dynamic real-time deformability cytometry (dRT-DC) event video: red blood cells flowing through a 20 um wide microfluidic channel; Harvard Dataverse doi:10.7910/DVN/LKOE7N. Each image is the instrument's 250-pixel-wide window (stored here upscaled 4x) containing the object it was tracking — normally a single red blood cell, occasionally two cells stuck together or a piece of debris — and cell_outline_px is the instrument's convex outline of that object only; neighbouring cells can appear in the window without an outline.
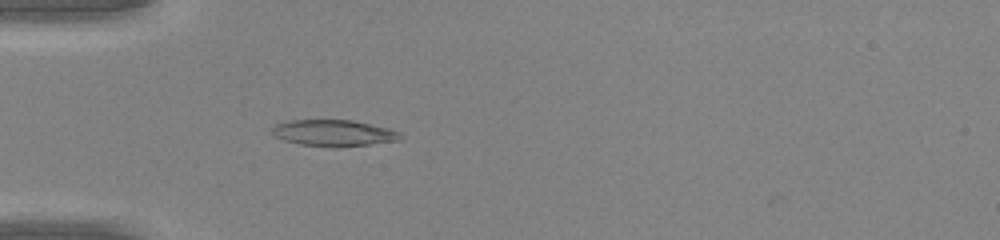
{"species": "common noctule bat (a hibernating species)", "species_latin": "Nyctalus noctula", "temperature_condition": "warm", "stored_images_in_passage": 32, "camera_frame_rate_fps": 3000, "um_per_image_px": 0.085, "animal": {"sex": "male", "body_mass_g": 20.0, "forearm_length_mm": 53.3}, "frame": {"image": 1, "passage_image": 1, "time_ms": 0.0, "image_size_px": [1000, 240], "cell_outline_px": [[404, 136], [396, 140], [368, 144], [336, 148], [332, 148], [300, 144], [284, 140], [276, 136], [272, 132], [272, 128], [276, 124], [288, 120], [352, 120], [388, 128], [400, 132]], "centroid_in_image_um": [28.35, 11.31], "position_along_channel_um": 56.7, "area_um2": 19.65}}
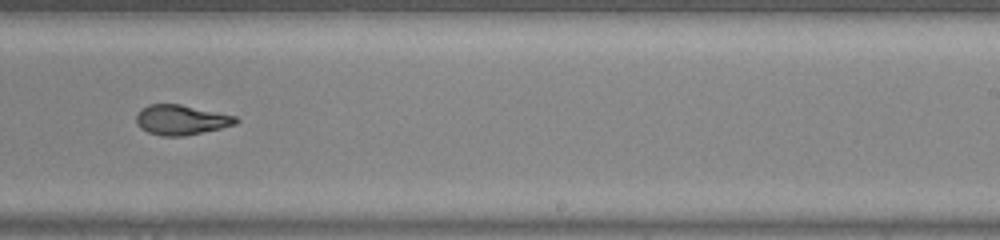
{"frame": {"image": 2, "passage_image": 16, "time_ms": 5.0, "image_size_px": [1000, 240], "cell_outline_px": [[240, 120], [236, 124], [220, 128], [184, 136], [160, 136], [148, 132], [140, 128], [136, 124], [136, 112], [140, 108], [148, 104], [180, 104], [236, 116]], "centroid_in_image_um": [15.35, 10.18], "position_along_channel_um": 273.6, "area_um2": 17.51}}
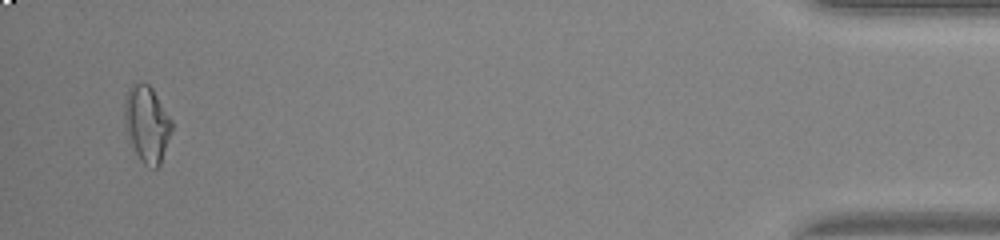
{"frame": {"image": 3, "passage_image": 31, "time_ms": 10.0, "image_size_px": [1000, 240], "cell_outline_px": [[172, 132], [160, 164], [156, 168], [152, 168], [144, 164], [140, 160], [132, 148], [124, 124], [124, 100], [128, 88], [132, 84], [148, 84], [152, 88], [172, 120]], "centroid_in_image_um": [12.48, 10.55], "position_along_channel_um": 422.7, "area_um2": 21.1}}